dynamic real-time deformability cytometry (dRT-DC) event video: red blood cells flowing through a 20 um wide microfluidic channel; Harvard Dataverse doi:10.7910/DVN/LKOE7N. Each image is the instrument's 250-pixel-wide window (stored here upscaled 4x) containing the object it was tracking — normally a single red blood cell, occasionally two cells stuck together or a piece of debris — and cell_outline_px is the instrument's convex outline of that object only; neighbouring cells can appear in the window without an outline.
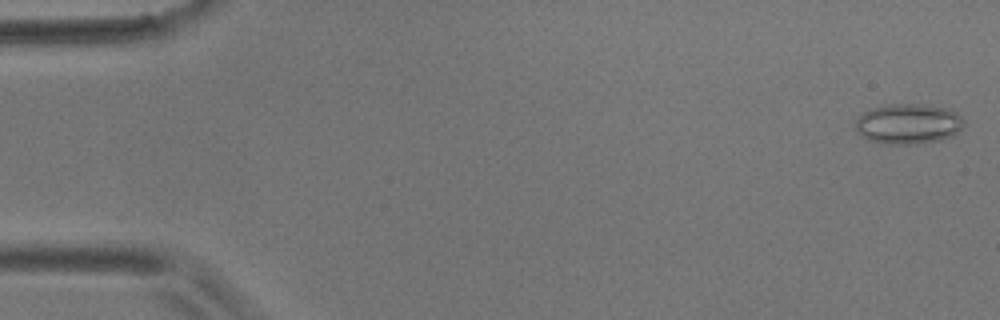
{"species": "common noctule bat (a hibernating species)", "species_latin": "Nyctalus noctula", "temperature_condition": "room temperature", "stored_images_in_passage": 51, "camera_frame_rate_fps": 3000, "um_per_image_px": 0.085, "animal": {"sex": "male", "body_mass_g": 17.9}, "frame": {"image": 1, "passage_image": 1, "time_ms": 0.0, "image_size_px": [1000, 320], "cell_outline_px": [[964, 124], [952, 136], [940, 140], [916, 144], [892, 144], [868, 140], [856, 132], [856, 120], [864, 112], [872, 108], [888, 104], [920, 104], [952, 108], [964, 120]], "centroid_in_image_um": [77.22, 10.52], "position_along_channel_um": 7.8, "area_um2": 25.49}}
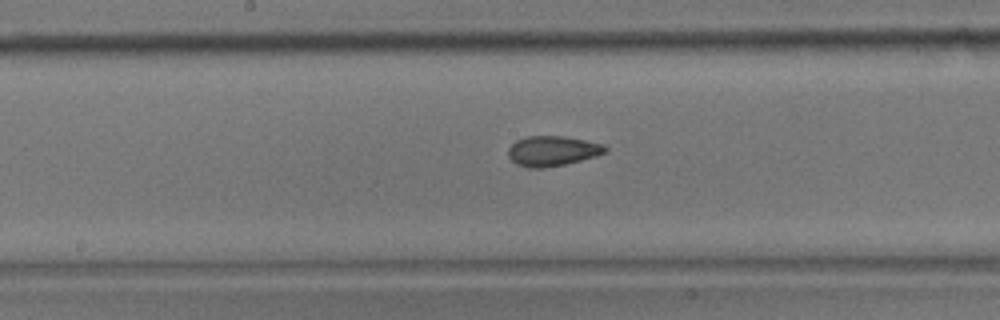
{"frame": {"image": 2, "passage_image": 28, "time_ms": 9.0, "image_size_px": [1000, 320], "cell_outline_px": [[608, 152], [596, 156], [564, 164], [544, 168], [528, 168], [516, 164], [508, 156], [508, 148], [516, 140], [528, 136], [564, 136], [604, 144], [608, 148]], "centroid_in_image_um": [46.96, 12.83], "position_along_channel_um": 201.2, "area_um2": 17.05}}
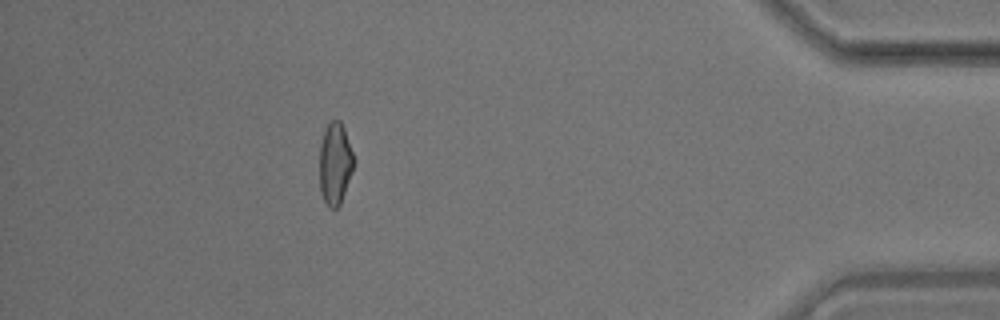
{"frame": {"image": 3, "passage_image": 49, "time_ms": 16.0, "image_size_px": [1000, 320], "cell_outline_px": [[356, 160], [352, 172], [340, 204], [336, 208], [328, 208], [320, 192], [320, 144], [324, 132], [328, 124], [332, 120], [340, 120], [344, 128]], "centroid_in_image_um": [28.49, 13.91], "position_along_channel_um": 406.7, "area_um2": 16.42}, "authors_computed_cell_mechanics": {"area_um2": 17.051, "velocity_mm_per_s": 3.6451, "shape_relaxation_time_tau1_ms": null, "shape_relaxation_time_tau2_ms": 1.9643, "deformation_change_tau1": null, "deformation_change_tau2": 0.0771}}